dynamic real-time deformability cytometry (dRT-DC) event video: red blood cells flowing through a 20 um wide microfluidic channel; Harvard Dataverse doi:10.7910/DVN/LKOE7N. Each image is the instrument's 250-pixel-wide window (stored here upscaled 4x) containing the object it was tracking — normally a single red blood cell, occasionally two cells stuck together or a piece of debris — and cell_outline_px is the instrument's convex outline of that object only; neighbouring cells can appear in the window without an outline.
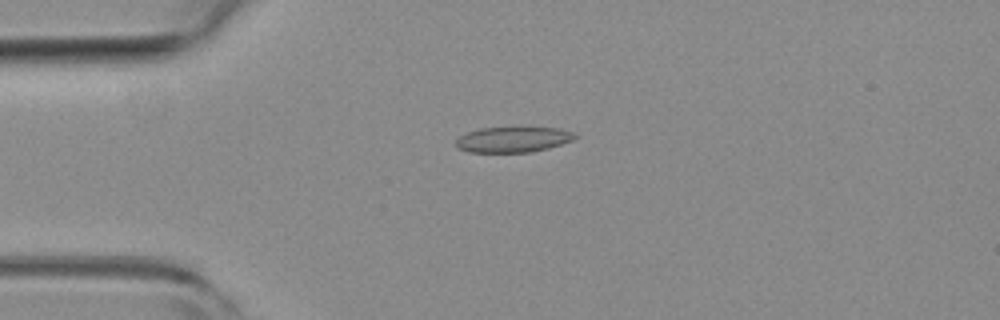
{"species": "common noctule bat (a hibernating species)", "species_latin": "Nyctalus noctula", "temperature_condition": "room temperature", "stored_images_in_passage": 4, "camera_frame_rate_fps": 3000, "um_per_image_px": 0.085, "animal": {"sex": "female", "body_mass_g": 19.3, "forearm_length_mm": 54.1}, "frame": {"image": 1, "passage_image": 3, "time_ms": 0.667, "image_size_px": [1000, 320], "cell_outline_px": [[576, 136], [572, 140], [548, 148], [528, 152], [468, 152], [456, 148], [456, 140], [460, 136], [468, 132], [480, 128], [520, 124], [528, 124], [560, 128], [576, 132]], "centroid_in_image_um": [43.64, 11.79], "position_along_channel_um": 41.4, "area_um2": 18.79}}